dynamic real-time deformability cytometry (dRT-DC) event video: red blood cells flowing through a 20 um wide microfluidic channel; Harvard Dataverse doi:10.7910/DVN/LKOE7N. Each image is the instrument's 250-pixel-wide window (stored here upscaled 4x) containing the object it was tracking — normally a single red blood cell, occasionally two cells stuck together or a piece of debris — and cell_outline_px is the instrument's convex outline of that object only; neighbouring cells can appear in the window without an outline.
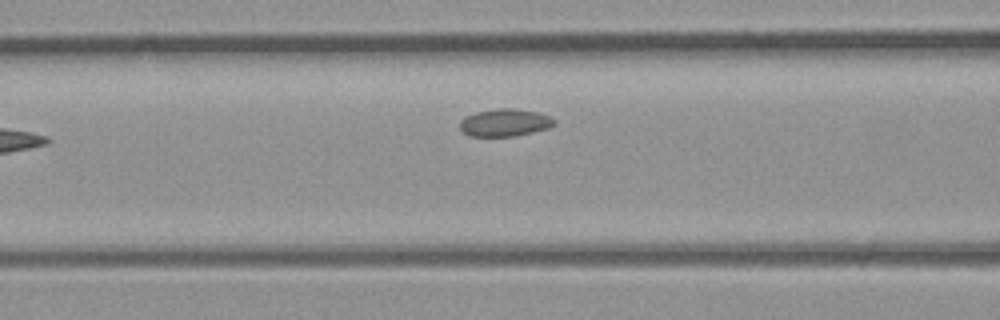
{"species": "common noctule bat (a hibernating species)", "species_latin": "Nyctalus noctula", "temperature_condition": "room temperature", "stored_images_in_passage": 8, "segment_of_instrument_passage": [1, 2], "camera_frame_rate_fps": 3000, "um_per_image_px": 0.085, "animal": {"sex": "male", "body_mass_g": 23.1, "forearm_length_mm": 52.7}, "frame": {"image": 1, "passage_image": 6, "time_ms": 1.667, "image_size_px": [1000, 320], "cell_outline_px": [[556, 124], [548, 128], [516, 136], [468, 136], [460, 128], [460, 120], [464, 116], [476, 112], [496, 108], [512, 108], [540, 112], [556, 120]], "centroid_in_image_um": [42.91, 10.41], "position_along_channel_um": 123.7, "area_um2": 15.26}}